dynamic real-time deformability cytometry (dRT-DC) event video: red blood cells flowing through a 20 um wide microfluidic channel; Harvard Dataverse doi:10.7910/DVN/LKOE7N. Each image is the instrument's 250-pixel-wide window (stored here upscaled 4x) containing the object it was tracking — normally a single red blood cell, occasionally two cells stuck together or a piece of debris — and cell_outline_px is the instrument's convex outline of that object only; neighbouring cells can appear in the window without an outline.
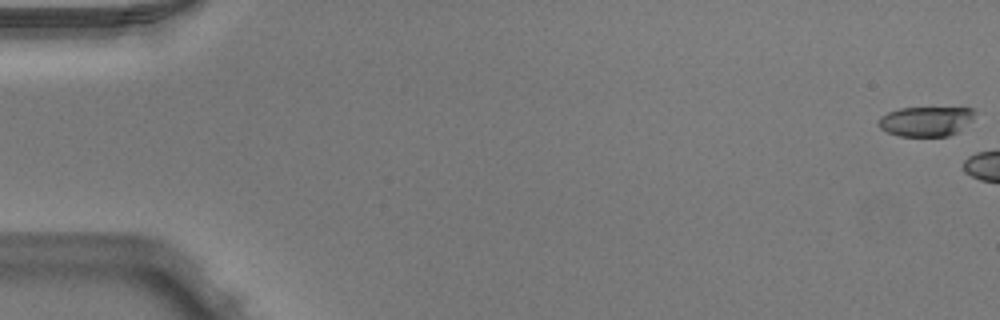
{"species": "Egyptian fruit bat (a non-hibernating species)", "species_latin": "Rousettus aegyptiacus", "temperature_condition": "warm", "stored_images_in_passage": 7, "camera_frame_rate_fps": 3000, "um_per_image_px": 0.085, "animal": {"sex": "male"}, "frame": {"image": 1, "passage_image": 1, "time_ms": 0.0, "image_size_px": [1000, 320], "cell_outline_px": [[976, 112], [972, 120], [960, 132], [948, 136], [900, 136], [888, 132], [880, 128], [880, 116], [888, 112], [900, 108], [972, 108]], "centroid_in_image_um": [78.75, 10.31], "position_along_channel_um": 6.2, "area_um2": 16.7}}